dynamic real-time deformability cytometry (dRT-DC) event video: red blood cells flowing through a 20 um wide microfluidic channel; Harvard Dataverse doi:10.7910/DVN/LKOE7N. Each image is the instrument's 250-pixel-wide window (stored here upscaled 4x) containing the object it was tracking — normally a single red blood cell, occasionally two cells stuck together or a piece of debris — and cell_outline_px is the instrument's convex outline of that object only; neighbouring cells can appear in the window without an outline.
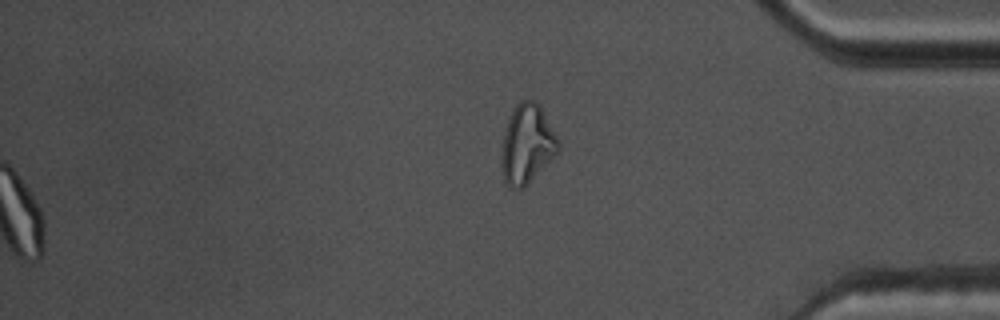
{"species": "common noctule bat (a hibernating species)", "species_latin": "Nyctalus noctula", "temperature_condition": "warm", "stored_images_in_passage": 41, "segment_of_instrument_passage": [2, 2], "camera_frame_rate_fps": 3000, "um_per_image_px": 0.085, "animal": {"sex": "male", "body_mass_g": 17.5, "forearm_length_mm": 52.3}, "frame": {"image": 1, "passage_image": 41, "time_ms": 13.333, "image_size_px": [1000, 320], "cell_outline_px": [[560, 148], [524, 188], [512, 188], [504, 180], [500, 164], [500, 160], [504, 132], [508, 116], [516, 104], [520, 100], [532, 100], [540, 104], [560, 140]], "centroid_in_image_um": [44.78, 12.21], "position_along_channel_um": 390.4, "area_um2": 26.3}}